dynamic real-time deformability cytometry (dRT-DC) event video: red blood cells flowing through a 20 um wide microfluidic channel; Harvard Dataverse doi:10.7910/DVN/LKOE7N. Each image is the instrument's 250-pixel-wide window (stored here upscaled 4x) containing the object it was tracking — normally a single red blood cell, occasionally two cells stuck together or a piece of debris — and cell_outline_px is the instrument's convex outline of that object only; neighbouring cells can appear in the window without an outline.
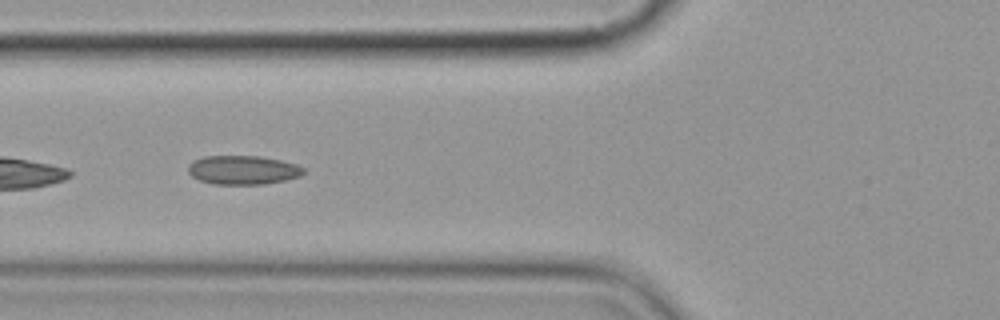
{"species": "common noctule bat (a hibernating species)", "species_latin": "Nyctalus noctula", "temperature_condition": "cold", "stored_images_in_passage": 7, "camera_frame_rate_fps": 3000, "um_per_image_px": 0.085, "animal": {"sex": "female", "body_mass_g": 19.9}, "frame": {"image": 1, "passage_image": 2, "time_ms": 1.333, "image_size_px": [1000, 320], "cell_outline_px": [[304, 172], [300, 176], [284, 180], [264, 184], [212, 184], [200, 180], [192, 176], [188, 172], [188, 164], [192, 160], [204, 156], [260, 156], [280, 160], [296, 164], [304, 168]], "centroid_in_image_um": [20.62, 14.44], "position_along_channel_um": 105.2, "area_um2": 19.48}}
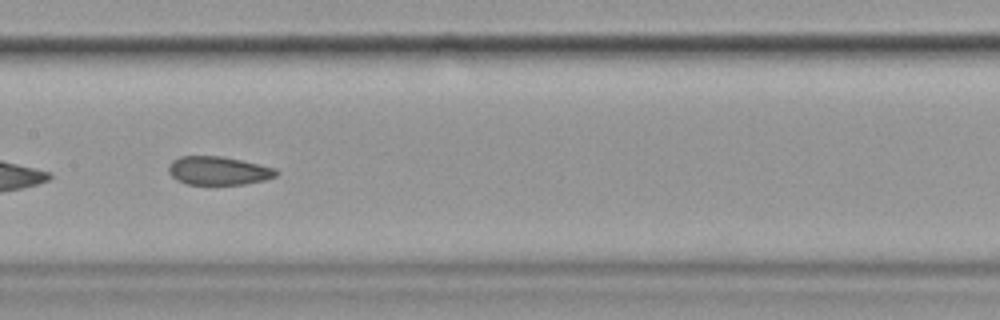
{"frame": {"image": 2, "passage_image": 4, "time_ms": 3.667, "image_size_px": [1000, 320], "cell_outline_px": [[280, 172], [276, 176], [264, 180], [244, 184], [188, 184], [176, 180], [168, 172], [168, 164], [172, 160], [180, 156], [220, 156], [240, 160], [276, 168]], "centroid_in_image_um": [18.54, 14.5], "position_along_channel_um": 188.9, "area_um2": 17.86}}
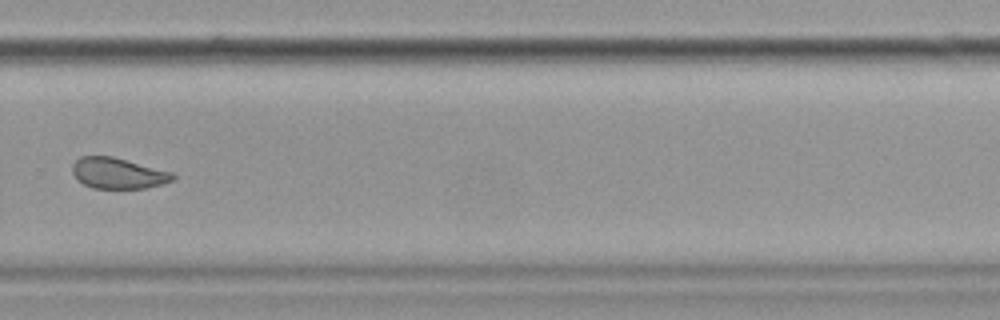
{"frame": {"image": 3, "passage_image": 7, "time_ms": 7.333, "image_size_px": [1000, 320], "cell_outline_px": [[176, 176], [172, 180], [160, 184], [144, 188], [92, 188], [76, 180], [72, 172], [72, 164], [80, 156], [112, 156], [172, 172]], "centroid_in_image_um": [9.98, 14.72], "position_along_channel_um": 319.8, "area_um2": 17.98}}